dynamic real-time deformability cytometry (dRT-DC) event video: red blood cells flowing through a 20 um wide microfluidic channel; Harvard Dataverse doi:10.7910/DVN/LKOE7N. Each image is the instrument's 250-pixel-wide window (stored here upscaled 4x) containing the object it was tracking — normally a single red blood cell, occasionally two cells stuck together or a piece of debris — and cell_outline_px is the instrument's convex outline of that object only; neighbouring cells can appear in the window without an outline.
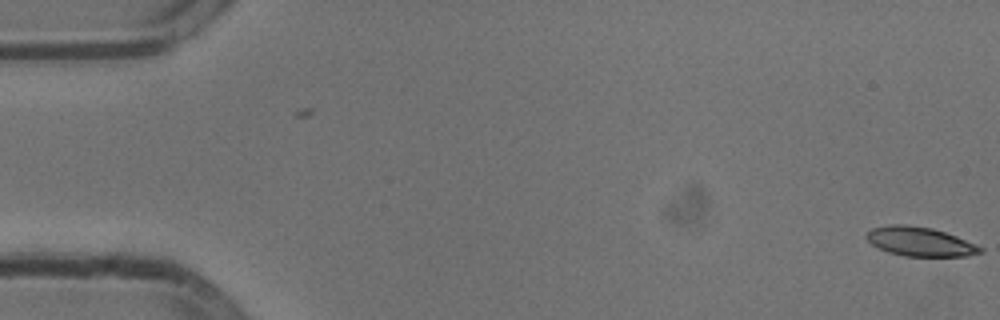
{"species": "common noctule bat (a hibernating species)", "species_latin": "Nyctalus noctula", "temperature_condition": "cold", "stored_images_in_passage": 5, "camera_frame_rate_fps": 3000, "um_per_image_px": 0.085, "animal": {"sex": "male", "body_mass_g": 13.3}, "frame": {"image": 1, "passage_image": 5, "time_ms": 1.333, "image_size_px": [1000, 320], "cell_outline_px": [[984, 252], [968, 256], [904, 256], [888, 252], [872, 244], [864, 236], [872, 228], [888, 224], [904, 224], [932, 228], [956, 236], [976, 244], [984, 248]], "centroid_in_image_um": [78.21, 20.53], "position_along_channel_um": 6.8, "area_um2": 19.36}}